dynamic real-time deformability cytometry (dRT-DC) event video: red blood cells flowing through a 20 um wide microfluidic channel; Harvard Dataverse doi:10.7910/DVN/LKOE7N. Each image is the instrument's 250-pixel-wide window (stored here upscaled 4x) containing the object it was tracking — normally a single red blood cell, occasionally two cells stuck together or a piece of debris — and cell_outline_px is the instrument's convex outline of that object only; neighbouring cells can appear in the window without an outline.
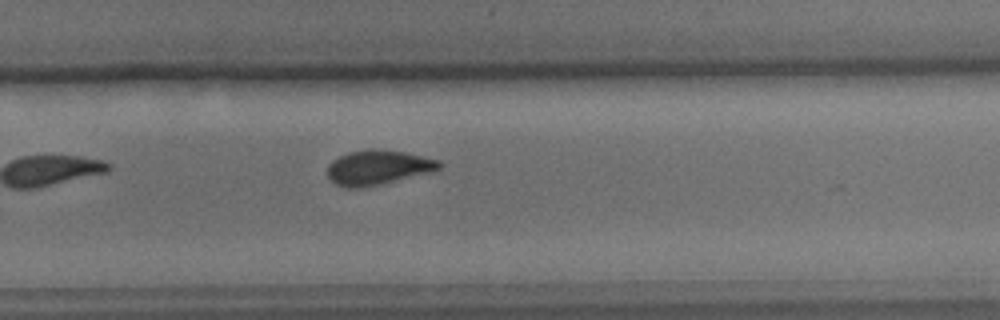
{"species": "common noctule bat (a hibernating species)", "species_latin": "Nyctalus noctula", "temperature_condition": "cold", "stored_images_in_passage": 7, "camera_frame_rate_fps": 3000, "um_per_image_px": 0.085, "animal": {"sex": "male", "body_mass_g": 15.6}, "frame": {"image": 1, "passage_image": 7, "time_ms": 7.0, "image_size_px": [1000, 320], "cell_outline_px": [[444, 164], [440, 168], [432, 172], [380, 184], [356, 188], [348, 188], [336, 184], [328, 176], [328, 164], [332, 160], [348, 152], [368, 148], [380, 148], [404, 152], [440, 160]], "centroid_in_image_um": [32.15, 14.21], "position_along_channel_um": 297.7, "area_um2": 22.66}}